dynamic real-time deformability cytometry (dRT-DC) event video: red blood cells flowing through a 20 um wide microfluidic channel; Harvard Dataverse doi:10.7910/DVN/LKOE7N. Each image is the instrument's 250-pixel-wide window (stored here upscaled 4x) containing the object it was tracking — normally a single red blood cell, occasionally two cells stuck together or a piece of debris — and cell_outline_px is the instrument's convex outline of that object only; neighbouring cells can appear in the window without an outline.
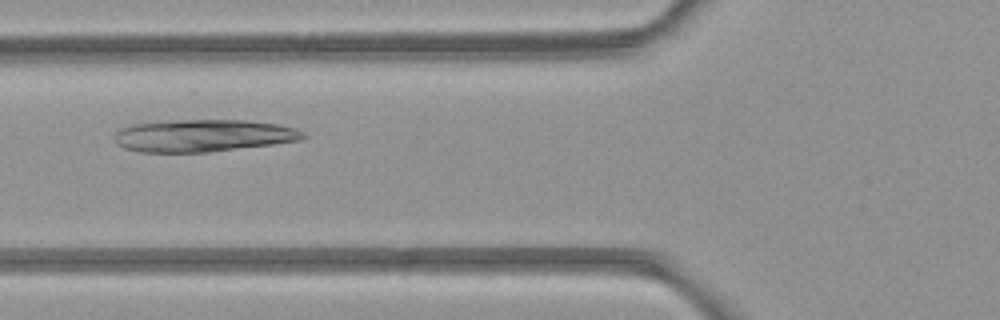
{"species": "common noctule bat (a hibernating species)", "species_latin": "Nyctalus noctula", "temperature_condition": "room temperature", "stored_images_in_passage": 5, "camera_frame_rate_fps": 3000, "um_per_image_px": 0.085, "animal": {"sex": "female", "body_mass_g": 21.9}, "frame": {"image": 1, "passage_image": 5, "time_ms": 4.667, "image_size_px": [1000, 320], "cell_outline_px": [[308, 136], [300, 140], [272, 144], [208, 152], [140, 152], [124, 148], [116, 144], [116, 132], [120, 128], [132, 124], [176, 120], [244, 120], [276, 124], [296, 128], [304, 132]], "centroid_in_image_um": [17.27, 11.52], "position_along_channel_um": 108.5, "area_um2": 35.37}}